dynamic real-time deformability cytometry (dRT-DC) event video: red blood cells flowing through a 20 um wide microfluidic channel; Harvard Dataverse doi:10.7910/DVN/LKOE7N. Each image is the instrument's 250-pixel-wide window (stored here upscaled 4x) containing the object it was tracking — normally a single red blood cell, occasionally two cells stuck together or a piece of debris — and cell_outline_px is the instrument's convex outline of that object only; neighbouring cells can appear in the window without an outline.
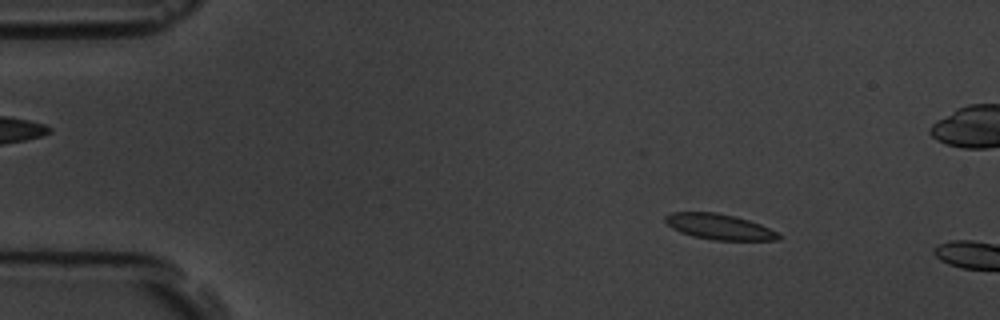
{"species": "common noctule bat (a hibernating species)", "species_latin": "Nyctalus noctula", "temperature_condition": "room temperature", "stored_images_in_passage": 11, "camera_frame_rate_fps": 3000, "um_per_image_px": 0.085, "animal": {"sex": "male", "body_mass_g": 19.5, "forearm_length_mm": 54.6}, "frame": {"image": 1, "passage_image": 8, "time_ms": 2.333, "image_size_px": [1000, 320], "cell_outline_px": [[784, 236], [780, 240], [712, 240], [692, 236], [680, 232], [672, 228], [664, 220], [664, 216], [672, 212], [716, 212], [748, 220], [760, 224]], "centroid_in_image_um": [61.13, 19.28], "position_along_channel_um": 23.9, "area_um2": 16.88}}